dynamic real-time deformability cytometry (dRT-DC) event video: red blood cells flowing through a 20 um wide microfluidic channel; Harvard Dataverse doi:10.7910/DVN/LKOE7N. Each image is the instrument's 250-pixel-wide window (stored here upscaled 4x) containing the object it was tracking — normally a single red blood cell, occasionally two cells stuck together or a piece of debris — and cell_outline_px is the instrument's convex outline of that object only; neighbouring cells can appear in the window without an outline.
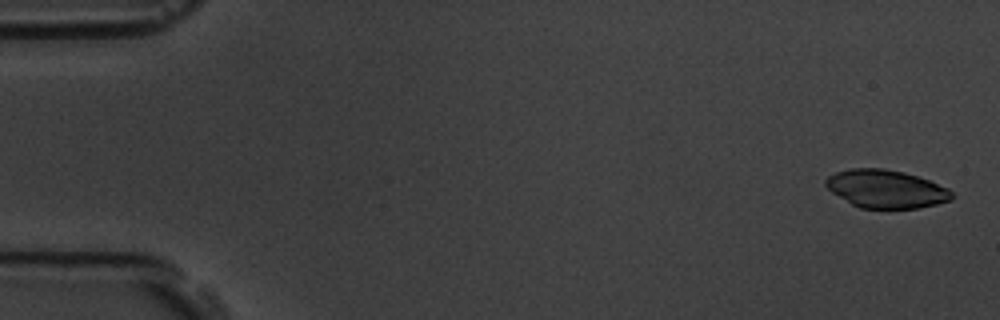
{"species": "common noctule bat (a hibernating species)", "species_latin": "Nyctalus noctula", "temperature_condition": "room temperature", "stored_images_in_passage": 5, "camera_frame_rate_fps": 3000, "um_per_image_px": 0.085, "animal": {"sex": "male", "body_mass_g": 19.5, "forearm_length_mm": 54.6}, "frame": {"image": 1, "passage_image": 1, "time_ms": 0.0, "image_size_px": [1000, 320], "cell_outline_px": [[956, 196], [952, 200], [920, 208], [860, 208], [852, 204], [832, 192], [824, 184], [824, 180], [828, 176], [836, 172], [848, 168], [884, 168], [904, 172], [928, 180], [948, 188]], "centroid_in_image_um": [75.32, 16.05], "position_along_channel_um": 9.7, "area_um2": 28.03}}